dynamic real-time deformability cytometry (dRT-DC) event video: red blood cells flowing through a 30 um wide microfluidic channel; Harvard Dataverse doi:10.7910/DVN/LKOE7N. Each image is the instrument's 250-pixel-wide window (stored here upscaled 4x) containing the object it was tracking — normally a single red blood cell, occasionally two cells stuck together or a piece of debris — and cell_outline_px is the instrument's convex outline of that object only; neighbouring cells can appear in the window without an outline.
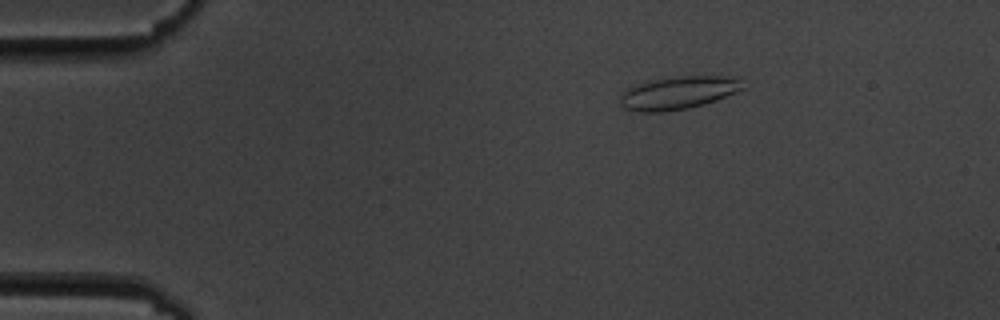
{"species": "common noctule bat (a hibernating species)", "species_latin": "Nyctalus noctula", "temperature_condition": "cold", "stored_images_in_passage": 5, "camera_frame_rate_fps": 3000, "um_per_image_px": 0.085, "animal": {"sex": "male", "body_mass_g": 19.5, "forearm_length_mm": 54.6}, "frame": {"image": 1, "passage_image": 3, "time_ms": 2.0, "image_size_px": [1000, 320], "cell_outline_px": [[748, 88], [716, 100], [704, 104], [688, 108], [664, 112], [640, 112], [624, 108], [620, 104], [620, 96], [628, 88], [636, 84], [656, 80], [680, 76], [720, 76], [740, 80]], "centroid_in_image_um": [57.67, 7.9], "position_along_channel_um": 27.3, "area_um2": 23.35}}